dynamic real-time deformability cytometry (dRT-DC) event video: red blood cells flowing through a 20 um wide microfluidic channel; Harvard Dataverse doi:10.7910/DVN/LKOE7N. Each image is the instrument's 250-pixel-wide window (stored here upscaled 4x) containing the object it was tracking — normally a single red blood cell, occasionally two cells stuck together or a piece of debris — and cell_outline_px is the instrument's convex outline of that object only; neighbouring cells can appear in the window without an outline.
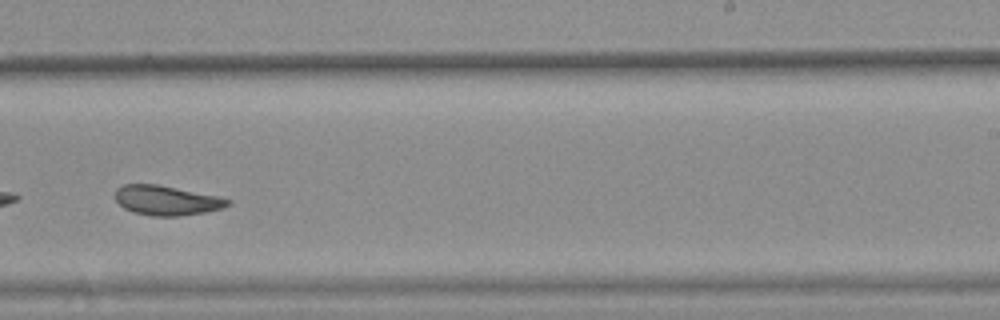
{"species": "common noctule bat (a hibernating species)", "species_latin": "Nyctalus noctula", "temperature_condition": "warm", "stored_images_in_passage": 37, "camera_frame_rate_fps": 3000, "um_per_image_px": 0.085, "animal": {"sex": "female", "body_mass_g": 25.1}, "frame": {"image": 1, "passage_image": 27, "time_ms": 8.667, "image_size_px": [1000, 320], "cell_outline_px": [[232, 204], [224, 208], [204, 212], [180, 216], [152, 216], [132, 212], [124, 208], [116, 200], [116, 188], [124, 184], [156, 184], [216, 196], [232, 200]], "centroid_in_image_um": [14.16, 17.04], "position_along_channel_um": 274.8, "area_um2": 19.36}, "authors_computed_cell_mechanics": {"area_um2": 19.8832, "velocity_mm_per_s": 3.7565, "shape_relaxation_time_tau1_ms": null, "shape_relaxation_time_tau2_ms": 2.2862, "deformation_change_tau1": null, "deformation_change_tau2": 0.0927}}